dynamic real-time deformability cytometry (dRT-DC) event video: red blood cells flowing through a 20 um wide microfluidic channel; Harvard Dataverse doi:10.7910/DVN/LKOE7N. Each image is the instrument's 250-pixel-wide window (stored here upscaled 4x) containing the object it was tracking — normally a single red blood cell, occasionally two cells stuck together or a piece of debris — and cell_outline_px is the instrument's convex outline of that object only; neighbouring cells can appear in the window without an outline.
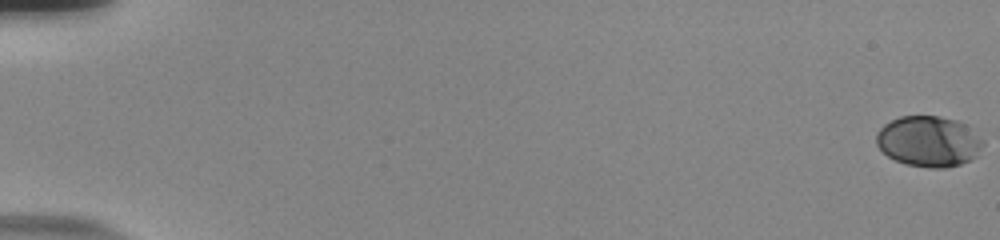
{"species": "human", "species_latin": "Homo sapiens", "temperature_condition": "room temperature", "stored_images_in_passage": 33, "camera_frame_rate_fps": 3000, "um_per_image_px": 0.085, "donor": {"sex": "male"}, "frame": {"image": 1, "passage_image": 1, "time_ms": 0.0, "image_size_px": [1000, 240], "cell_outline_px": [[984, 144], [976, 156], [960, 164], [944, 168], [928, 168], [908, 164], [896, 160], [888, 156], [876, 144], [876, 132], [884, 124], [900, 116], [940, 116], [956, 120], [968, 124], [984, 140]], "centroid_in_image_um": [78.96, 12.0], "position_along_channel_um": 6.0, "area_um2": 31.67}}
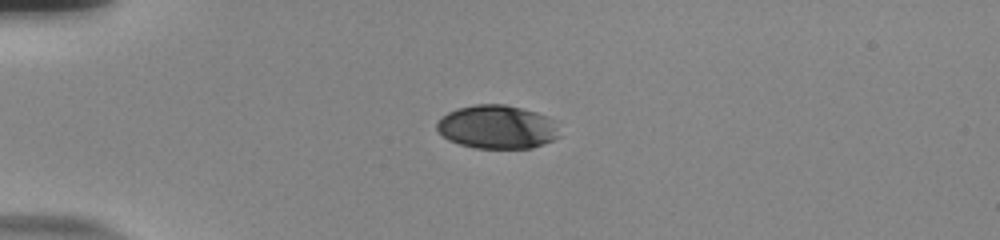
{"frame": {"image": 2, "passage_image": 17, "time_ms": 5.333, "image_size_px": [1000, 240], "cell_outline_px": [[560, 136], [544, 144], [532, 148], [476, 148], [460, 144], [448, 140], [436, 128], [436, 124], [448, 112], [456, 108], [476, 104], [504, 104], [536, 112], [548, 116], [552, 120]], "centroid_in_image_um": [42.25, 10.79], "position_along_channel_um": 42.8, "area_um2": 30.92}}
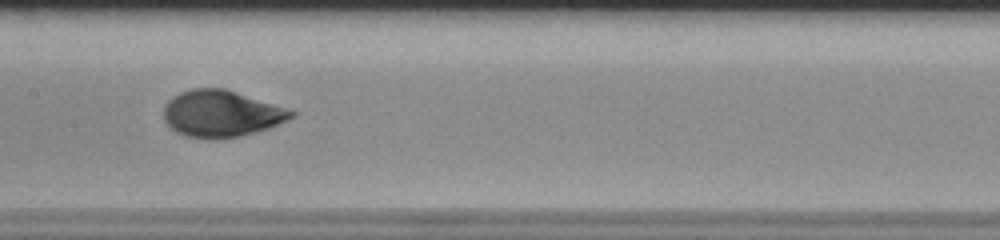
{"frame": {"image": 3, "passage_image": 32, "time_ms": 10.333, "image_size_px": [1000, 240], "cell_outline_px": [[296, 116], [268, 128], [240, 136], [220, 140], [204, 140], [184, 136], [176, 132], [164, 120], [164, 104], [172, 96], [180, 92], [192, 88], [224, 88], [296, 112]], "centroid_in_image_um": [18.75, 9.68], "position_along_channel_um": 188.7, "area_um2": 34.74}}